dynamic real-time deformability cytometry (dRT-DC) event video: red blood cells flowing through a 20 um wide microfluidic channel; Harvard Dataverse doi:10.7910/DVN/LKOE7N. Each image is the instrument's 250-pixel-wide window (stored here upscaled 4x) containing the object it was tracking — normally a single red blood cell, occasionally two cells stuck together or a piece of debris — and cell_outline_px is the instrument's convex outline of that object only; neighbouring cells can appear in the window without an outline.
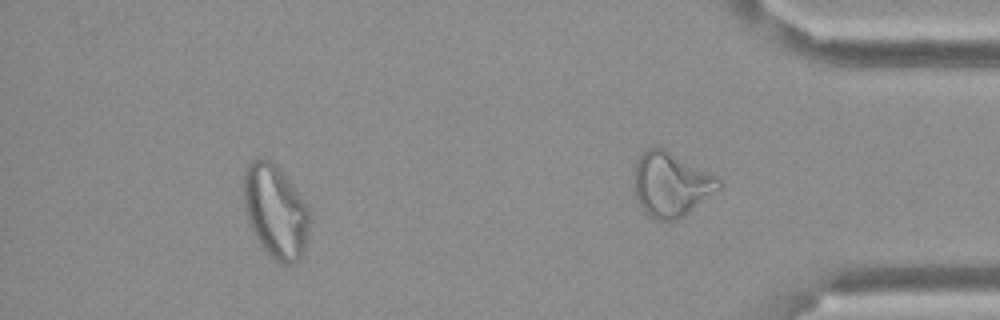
{"species": "Egyptian fruit bat (a non-hibernating species)", "species_latin": "Rousettus aegyptiacus", "temperature_condition": "cold", "stored_images_in_passage": 45, "segment_of_instrument_passage": [1, 2], "camera_frame_rate_fps": 3000, "um_per_image_px": 0.085, "frame": {"image": 1, "passage_image": 39, "time_ms": 12.667, "image_size_px": [1000, 320], "cell_outline_px": [[308, 224], [304, 252], [300, 260], [292, 264], [284, 264], [276, 260], [260, 244], [252, 232], [244, 208], [244, 168], [252, 160], [268, 160], [276, 164], [308, 204]], "centroid_in_image_um": [23.41, 17.96], "position_along_channel_um": 411.8, "area_um2": 35.55}}